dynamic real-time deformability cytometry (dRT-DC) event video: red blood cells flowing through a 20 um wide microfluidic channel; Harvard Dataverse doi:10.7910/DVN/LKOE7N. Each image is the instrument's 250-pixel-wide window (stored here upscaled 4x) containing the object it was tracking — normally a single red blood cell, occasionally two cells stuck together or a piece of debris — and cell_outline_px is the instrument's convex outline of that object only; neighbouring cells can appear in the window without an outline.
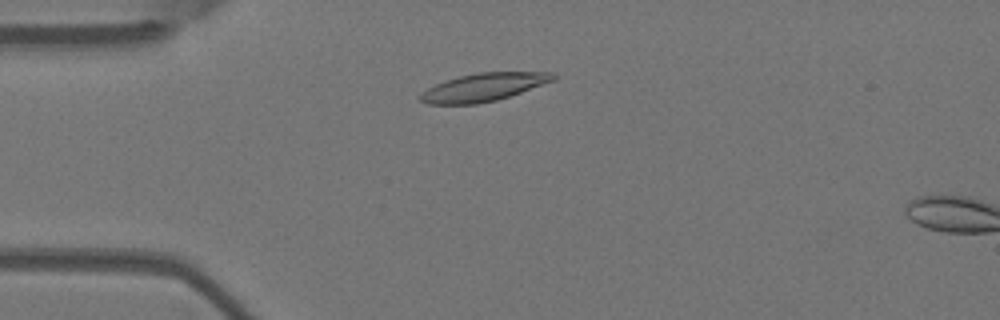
{"species": "Egyptian fruit bat (a non-hibernating species)", "species_latin": "Rousettus aegyptiacus", "temperature_condition": "warm", "stored_images_in_passage": 2, "camera_frame_rate_fps": 3000, "um_per_image_px": 0.085, "animal": {"sex": "female"}, "frame": {"image": 1, "passage_image": 1, "time_ms": 0.0, "image_size_px": [1000, 320], "cell_outline_px": [[556, 80], [496, 100], [476, 104], [428, 104], [420, 100], [420, 92], [444, 80], [476, 72], [556, 72]], "centroid_in_image_um": [41.1, 7.4], "position_along_channel_um": 43.9, "area_um2": 21.62}}